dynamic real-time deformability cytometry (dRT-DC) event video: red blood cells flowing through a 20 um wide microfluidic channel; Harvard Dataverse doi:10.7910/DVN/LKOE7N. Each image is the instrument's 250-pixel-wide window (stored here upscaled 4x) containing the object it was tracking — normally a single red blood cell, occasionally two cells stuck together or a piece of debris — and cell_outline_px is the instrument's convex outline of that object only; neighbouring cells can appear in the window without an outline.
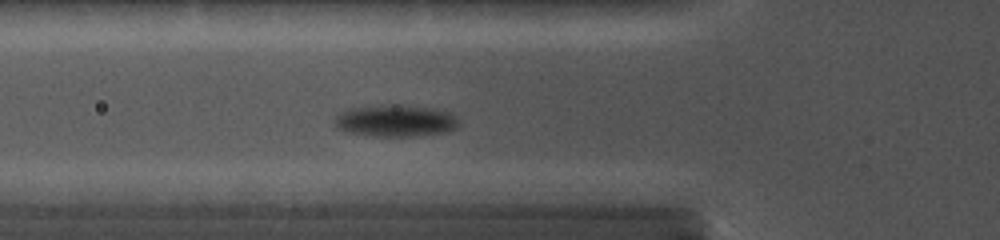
{"species": "common noctule bat (a hibernating species)", "species_latin": "Nyctalus noctula", "temperature_condition": "cold", "stored_images_in_passage": 32, "camera_frame_rate_fps": 5000, "um_per_image_px": 0.085, "animal": {"sex": "female", "body_mass_g": 19.0, "forearm_length_mm": 56.7}, "frame": {"image": 1, "passage_image": 2, "time_ms": 0.4, "image_size_px": [1000, 240], "cell_outline_px": [[460, 124], [456, 128], [444, 132], [424, 136], [364, 136], [344, 132], [336, 128], [336, 120], [344, 112], [356, 108], [424, 108], [444, 112], [452, 116]], "centroid_in_image_um": [33.61, 10.37], "position_along_channel_um": 92.2, "area_um2": 21.39}}
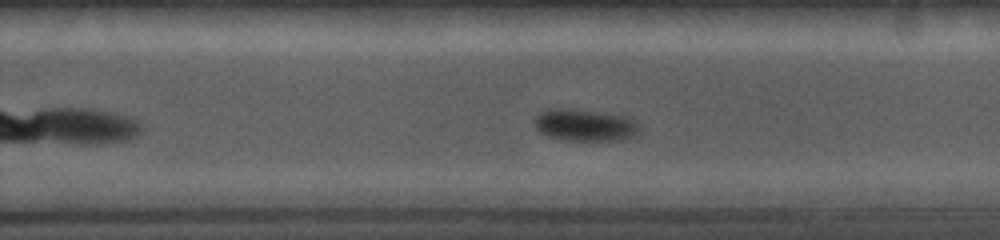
{"frame": {"image": 2, "passage_image": 16, "time_ms": 5.2, "image_size_px": [1000, 240], "cell_outline_px": [[640, 128], [636, 132], [624, 140], [564, 140], [548, 136], [540, 132], [536, 128], [532, 120], [540, 112], [548, 108], [568, 108], [628, 116], [636, 120]], "centroid_in_image_um": [49.67, 10.62], "position_along_channel_um": 280.1, "area_um2": 19.65}}
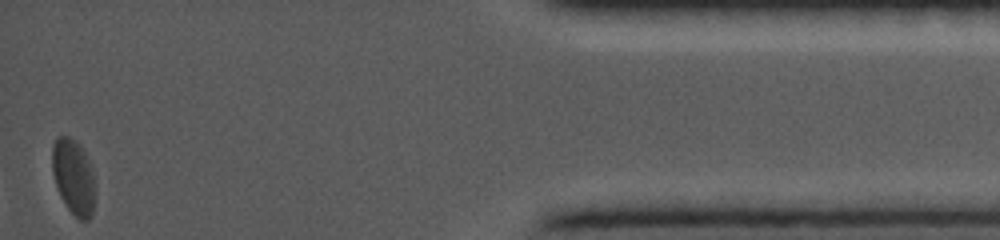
{"frame": {"image": 3, "passage_image": 32, "time_ms": 10.4, "image_size_px": [1000, 240], "cell_outline_px": [[96, 192], [92, 212], [88, 220], [80, 220], [68, 208], [60, 196], [52, 172], [52, 144], [56, 136], [68, 136], [76, 140], [80, 144], [88, 160], [92, 172]], "centroid_in_image_um": [6.24, 15.0], "position_along_channel_um": 429.0, "area_um2": 18.9}}